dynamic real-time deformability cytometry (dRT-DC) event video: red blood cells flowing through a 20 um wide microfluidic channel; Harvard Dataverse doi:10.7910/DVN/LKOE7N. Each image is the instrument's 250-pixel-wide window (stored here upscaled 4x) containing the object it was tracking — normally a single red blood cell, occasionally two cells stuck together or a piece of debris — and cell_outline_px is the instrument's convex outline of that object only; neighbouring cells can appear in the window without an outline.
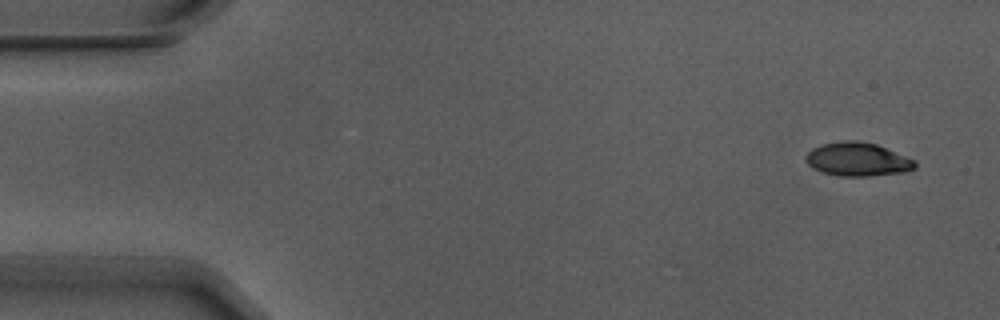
{"species": "Egyptian fruit bat (a non-hibernating species)", "species_latin": "Rousettus aegyptiacus", "temperature_condition": "warm", "stored_images_in_passage": 3, "camera_frame_rate_fps": 3000, "um_per_image_px": 0.085, "animal": {"sex": "male"}, "frame": {"image": 1, "passage_image": 1, "time_ms": 0.0, "image_size_px": [1000, 320], "cell_outline_px": [[916, 168], [904, 172], [868, 176], [840, 176], [820, 172], [812, 168], [804, 160], [804, 156], [812, 148], [820, 144], [840, 140], [860, 140], [876, 144], [916, 160]], "centroid_in_image_um": [72.85, 13.53], "position_along_channel_um": 12.1, "area_um2": 21.73}}